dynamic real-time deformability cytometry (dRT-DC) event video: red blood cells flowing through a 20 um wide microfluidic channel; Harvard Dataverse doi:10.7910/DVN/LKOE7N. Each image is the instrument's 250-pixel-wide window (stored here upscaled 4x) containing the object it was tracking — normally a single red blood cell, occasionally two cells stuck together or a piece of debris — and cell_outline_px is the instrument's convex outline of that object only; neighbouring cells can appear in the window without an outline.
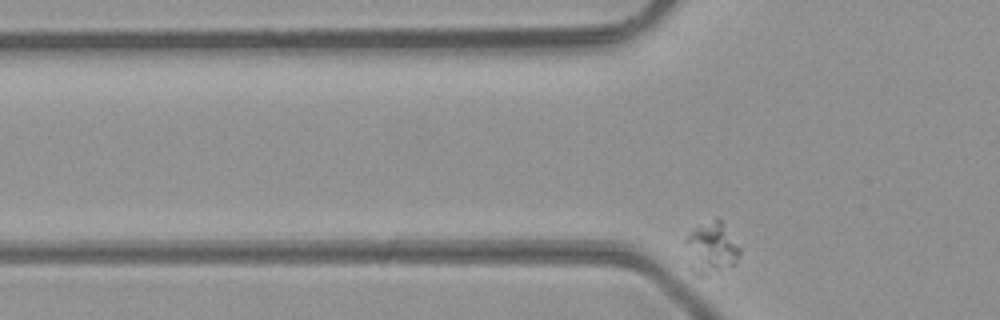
{"species": "common noctule bat (a hibernating species)", "species_latin": "Nyctalus noctula", "temperature_condition": "room temperature", "stored_images_in_passage": 30, "camera_frame_rate_fps": 3000, "um_per_image_px": 0.085, "animal": {"sex": "male", "body_mass_g": 23.1, "forearm_length_mm": 52.7}, "frame": {"image": 1, "passage_image": 2, "time_ms": 0.333, "image_size_px": [1000, 320], "cell_outline_px": [[740, 252], [736, 260], [716, 280], [712, 280], [696, 276], [688, 268], [684, 240], [688, 232], [716, 216], [724, 224], [740, 248]], "centroid_in_image_um": [60.4, 21.21], "position_along_channel_um": 65.4, "area_um2": 17.57}}
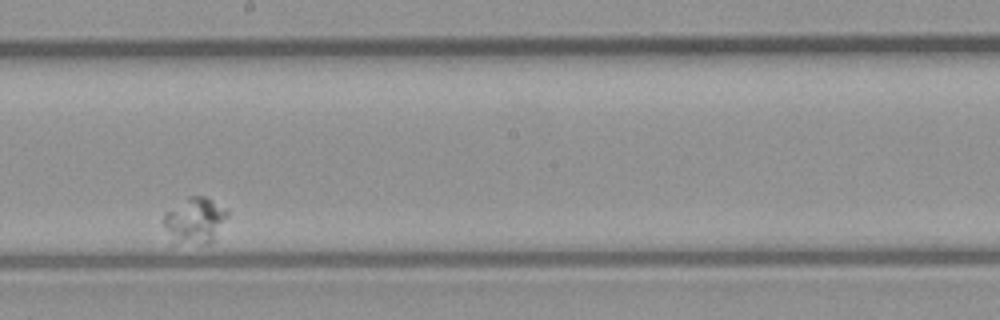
{"frame": {"image": 2, "passage_image": 18, "time_ms": 5.667, "image_size_px": [1000, 320], "cell_outline_px": [[228, 216], [212, 240], [208, 244], [168, 248], [160, 220], [164, 212], [188, 196], [204, 196], [228, 212]], "centroid_in_image_um": [16.36, 18.87], "position_along_channel_um": 231.8, "area_um2": 18.32}}
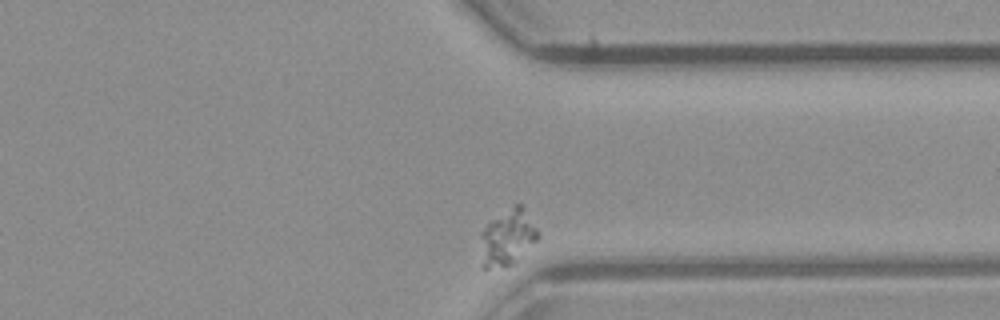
{"frame": {"image": 3, "passage_image": 30, "time_ms": 9.667, "image_size_px": [1000, 320], "cell_outline_px": [[540, 236], [516, 264], [504, 268], [484, 268], [480, 264], [484, 228], [492, 220], [516, 204], [520, 204], [536, 228]], "centroid_in_image_um": [43.16, 20.28], "position_along_channel_um": 368.2, "area_um2": 18.44}}